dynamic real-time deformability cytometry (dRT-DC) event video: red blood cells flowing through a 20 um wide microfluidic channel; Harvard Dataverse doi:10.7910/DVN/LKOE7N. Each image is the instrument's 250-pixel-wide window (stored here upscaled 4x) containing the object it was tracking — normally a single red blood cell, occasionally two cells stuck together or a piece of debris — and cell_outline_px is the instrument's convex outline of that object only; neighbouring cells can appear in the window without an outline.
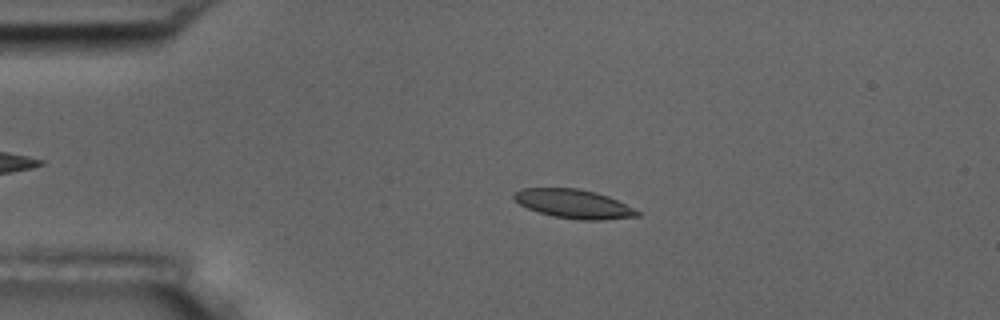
{"species": "common noctule bat (a hibernating species)", "species_latin": "Nyctalus noctula", "temperature_condition": "room temperature", "stored_images_in_passage": 4, "camera_frame_rate_fps": 3000, "um_per_image_px": 0.085, "animal": {"sex": "male", "body_mass_g": 17.5, "forearm_length_mm": 52.3}, "frame": {"image": 1, "passage_image": 3, "time_ms": 2.0, "image_size_px": [1000, 320], "cell_outline_px": [[640, 216], [604, 220], [580, 220], [552, 216], [528, 208], [520, 204], [512, 196], [512, 192], [520, 188], [580, 188], [596, 192], [608, 196], [640, 212]], "centroid_in_image_um": [48.74, 17.32], "position_along_channel_um": 36.3, "area_um2": 20.75}}